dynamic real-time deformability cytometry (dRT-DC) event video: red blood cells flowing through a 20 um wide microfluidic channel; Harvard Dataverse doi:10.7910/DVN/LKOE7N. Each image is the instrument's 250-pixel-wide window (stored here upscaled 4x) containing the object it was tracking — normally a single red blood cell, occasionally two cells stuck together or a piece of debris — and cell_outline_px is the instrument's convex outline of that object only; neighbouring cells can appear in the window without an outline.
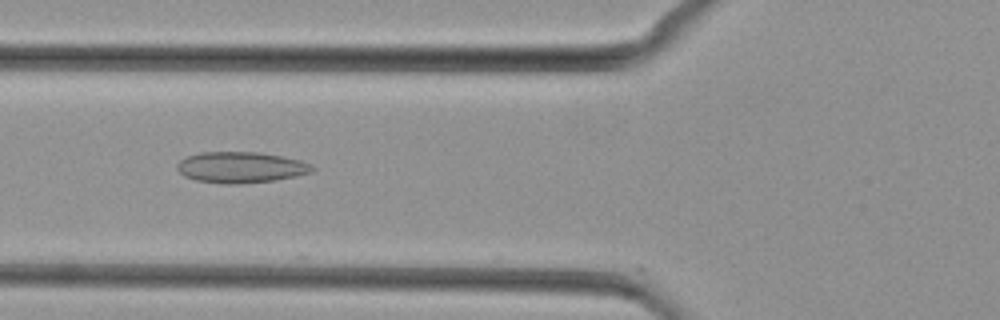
{"species": "common noctule bat (a hibernating species)", "species_latin": "Nyctalus noctula", "temperature_condition": "cold", "stored_images_in_passage": 7, "camera_frame_rate_fps": 3000, "um_per_image_px": 0.085, "animal": {"sex": "female", "body_mass_g": 29.2, "forearm_length_mm": 56.3}, "frame": {"image": 1, "passage_image": 3, "time_ms": 0.667, "image_size_px": [1000, 320], "cell_outline_px": [[316, 168], [312, 172], [296, 176], [276, 180], [240, 184], [224, 184], [196, 180], [184, 176], [176, 168], [176, 164], [180, 160], [188, 156], [200, 152], [260, 152], [284, 156], [300, 160], [312, 164]], "centroid_in_image_um": [20.5, 14.22], "position_along_channel_um": 105.3, "area_um2": 24.68}}
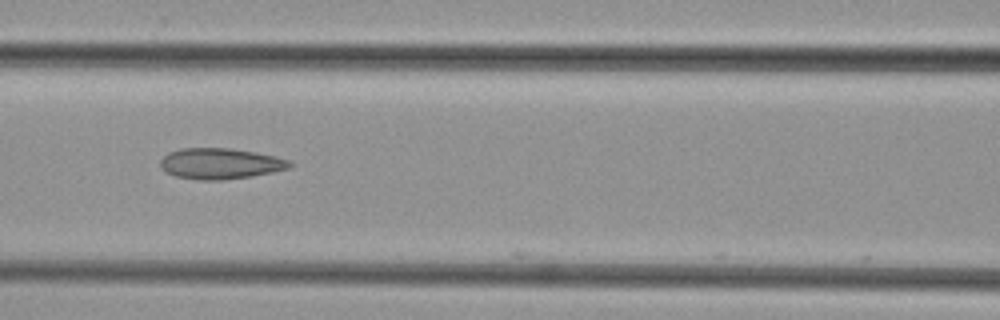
{"frame": {"image": 2, "passage_image": 6, "time_ms": 1.667, "image_size_px": [1000, 320], "cell_outline_px": [[296, 164], [288, 168], [272, 172], [252, 176], [224, 180], [200, 180], [176, 176], [160, 168], [160, 160], [168, 152], [180, 148], [232, 148], [256, 152], [276, 156], [288, 160]], "centroid_in_image_um": [18.74, 13.9], "position_along_channel_um": 147.9, "area_um2": 23.41}}